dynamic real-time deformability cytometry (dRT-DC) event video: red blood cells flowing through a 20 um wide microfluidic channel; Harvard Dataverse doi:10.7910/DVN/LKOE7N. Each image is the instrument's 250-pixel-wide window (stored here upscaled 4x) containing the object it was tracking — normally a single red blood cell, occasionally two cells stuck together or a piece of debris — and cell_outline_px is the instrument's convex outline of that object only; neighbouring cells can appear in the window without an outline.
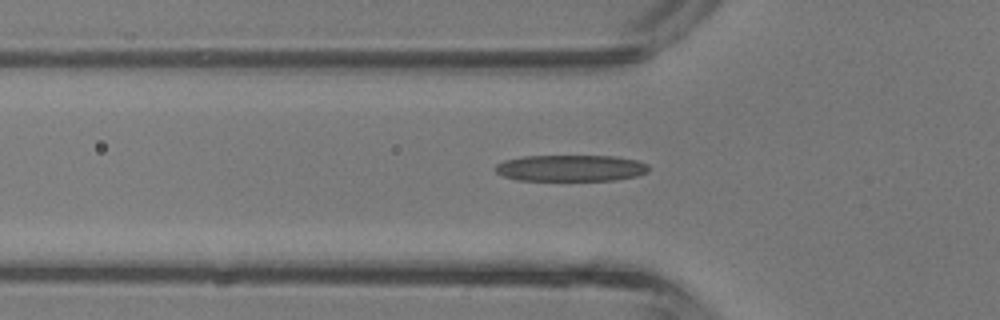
{"species": "common noctule bat (a hibernating species)", "species_latin": "Nyctalus noctula", "temperature_condition": "room temperature", "stored_images_in_passage": 37, "camera_frame_rate_fps": 3000, "um_per_image_px": 0.085, "animal": {"sex": "male", "body_mass_g": 13.3}, "frame": {"image": 1, "passage_image": 14, "time_ms": 4.333, "image_size_px": [1000, 320], "cell_outline_px": [[648, 172], [636, 176], [616, 180], [516, 180], [504, 176], [496, 172], [496, 164], [504, 160], [524, 156], [616, 156], [636, 160], [648, 164]], "centroid_in_image_um": [48.52, 14.28], "position_along_channel_um": 77.3, "area_um2": 23.58}}
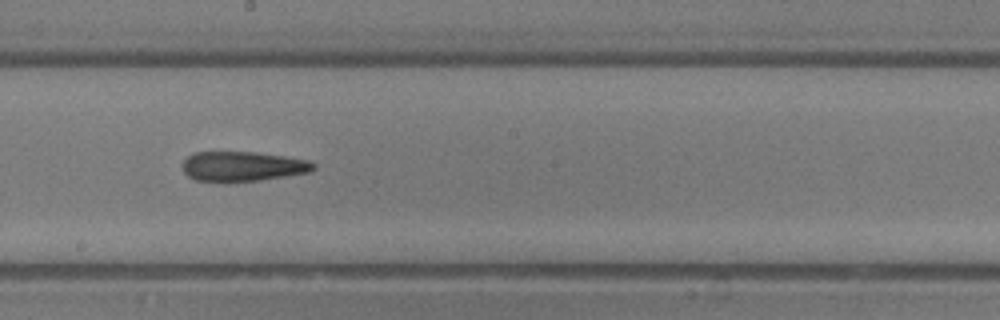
{"frame": {"image": 2, "passage_image": 23, "time_ms": 7.333, "image_size_px": [1000, 320], "cell_outline_px": [[316, 168], [312, 172], [260, 180], [196, 180], [188, 176], [184, 172], [184, 160], [188, 156], [196, 152], [256, 152], [284, 156], [308, 160], [316, 164]], "centroid_in_image_um": [20.7, 14.12], "position_along_channel_um": 227.5, "area_um2": 22.31}}
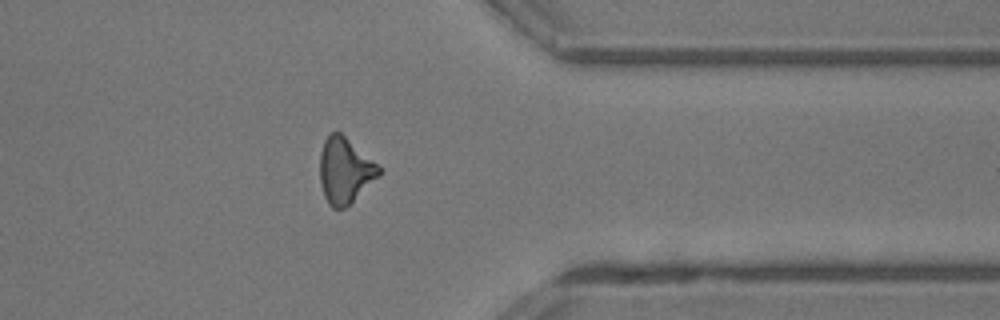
{"frame": {"image": 3, "passage_image": 33, "time_ms": 10.667, "image_size_px": [1000, 320], "cell_outline_px": [[380, 176], [344, 208], [332, 208], [328, 204], [324, 196], [320, 184], [320, 152], [324, 140], [332, 132], [340, 132], [376, 164], [380, 168]], "centroid_in_image_um": [29.28, 14.51], "position_along_channel_um": 382.1, "area_um2": 22.2}, "authors_computed_cell_mechanics": {"area_um2": 22.8888, "velocity_mm_per_s": 4.9788, "shape_relaxation_time_tau1_ms": null, "shape_relaxation_time_tau2_ms": 4.4435, "deformation_change_tau1": null, "deformation_change_tau2": 0.2001}}